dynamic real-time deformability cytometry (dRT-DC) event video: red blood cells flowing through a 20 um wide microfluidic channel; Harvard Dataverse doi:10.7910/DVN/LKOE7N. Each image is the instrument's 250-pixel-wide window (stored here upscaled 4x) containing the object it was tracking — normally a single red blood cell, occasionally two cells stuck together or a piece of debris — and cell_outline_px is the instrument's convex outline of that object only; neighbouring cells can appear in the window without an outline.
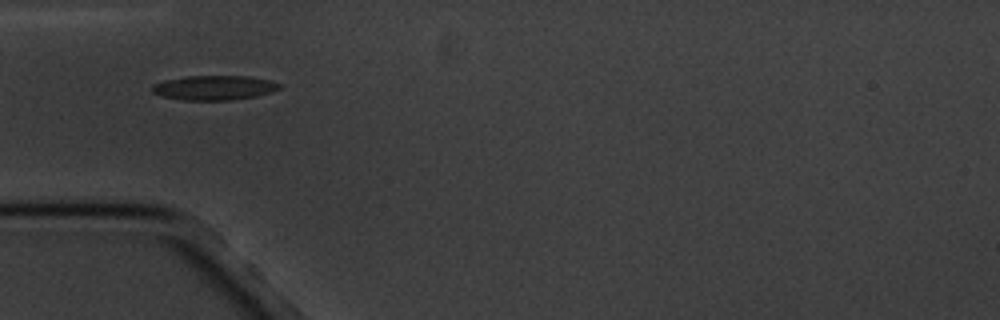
{"species": "common noctule bat (a hibernating species)", "species_latin": "Nyctalus noctula", "temperature_condition": "cold", "stored_images_in_passage": 8, "camera_frame_rate_fps": 3000, "um_per_image_px": 0.085, "animal": {"sex": "male", "body_mass_g": 20.1, "forearm_length_mm": 53.5}, "frame": {"image": 1, "passage_image": 5, "time_ms": 4.667, "image_size_px": [1000, 320], "cell_outline_px": [[280, 88], [272, 92], [256, 96], [232, 100], [184, 100], [160, 96], [152, 92], [152, 88], [156, 84], [164, 80], [184, 76], [248, 76], [268, 80], [280, 84]], "centroid_in_image_um": [18.2, 7.46], "position_along_channel_um": 66.8, "area_um2": 18.15}}
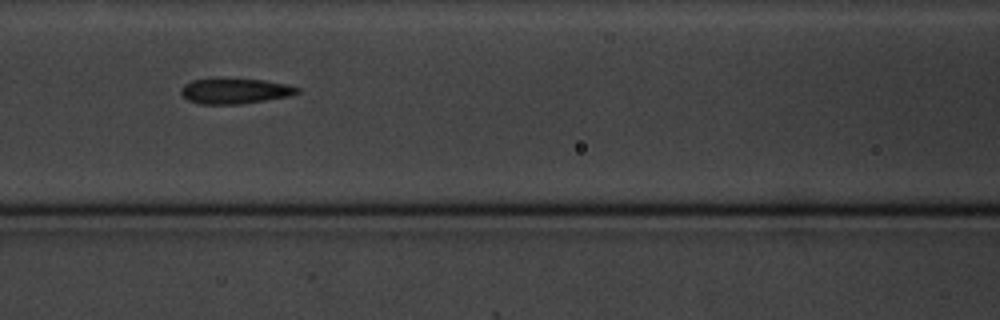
{"frame": {"image": 2, "passage_image": 7, "time_ms": 7.0, "image_size_px": [1000, 320], "cell_outline_px": [[300, 92], [288, 96], [240, 104], [200, 104], [188, 100], [180, 92], [180, 88], [184, 84], [192, 80], [212, 76], [216, 76], [264, 80], [288, 84], [300, 88]], "centroid_in_image_um": [19.92, 7.69], "position_along_channel_um": 146.7, "area_um2": 17.86}}
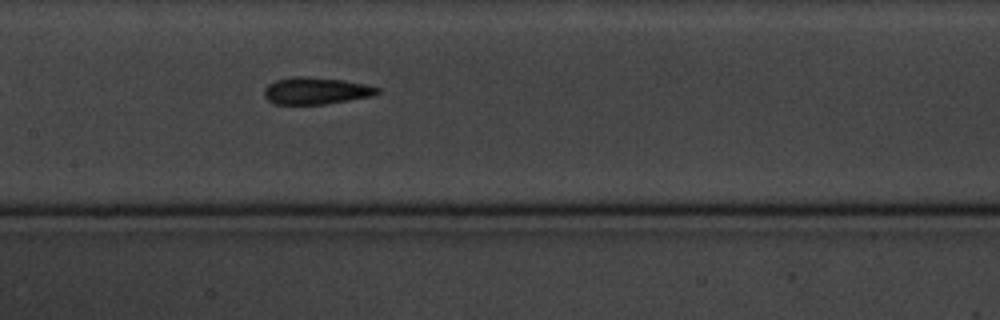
{"frame": {"image": 3, "passage_image": 8, "time_ms": 8.0, "image_size_px": [1000, 320], "cell_outline_px": [[380, 92], [372, 96], [324, 104], [276, 104], [268, 100], [264, 96], [264, 88], [268, 84], [276, 80], [292, 76], [308, 76], [344, 80], [368, 84], [380, 88]], "centroid_in_image_um": [26.86, 7.7], "position_along_channel_um": 180.5, "area_um2": 17.92}}